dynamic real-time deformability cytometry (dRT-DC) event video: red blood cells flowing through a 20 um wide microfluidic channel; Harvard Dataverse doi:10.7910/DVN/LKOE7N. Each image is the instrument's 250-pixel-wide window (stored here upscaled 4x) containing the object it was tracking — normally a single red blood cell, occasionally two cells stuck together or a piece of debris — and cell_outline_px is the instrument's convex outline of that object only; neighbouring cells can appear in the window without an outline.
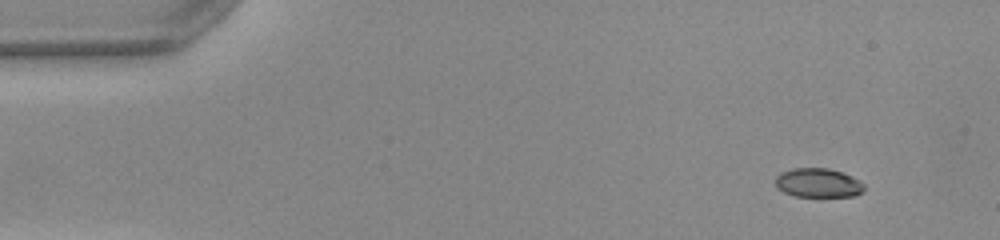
{"species": "common noctule bat (a hibernating species)", "species_latin": "Nyctalus noctula", "temperature_condition": "warm", "stored_images_in_passage": 47, "camera_frame_rate_fps": 3000, "um_per_image_px": 0.085, "animal": {"sex": "female", "body_mass_g": 22.0, "forearm_length_mm": 56.7}, "frame": {"image": 1, "passage_image": 1, "time_ms": 0.0, "image_size_px": [1000, 240], "cell_outline_px": [[864, 188], [856, 196], [796, 196], [784, 192], [776, 188], [776, 176], [780, 172], [792, 168], [828, 168], [852, 176], [860, 180], [864, 184]], "centroid_in_image_um": [69.52, 15.53], "position_along_channel_um": 15.5, "area_um2": 15.03}}
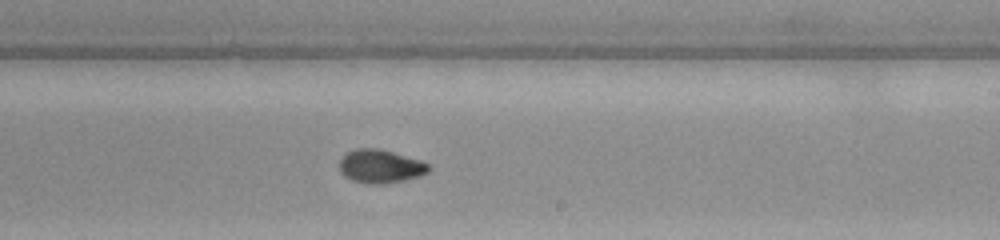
{"frame": {"image": 2, "passage_image": 27, "time_ms": 8.667, "image_size_px": [1000, 240], "cell_outline_px": [[432, 168], [428, 172], [420, 176], [404, 180], [384, 184], [364, 184], [352, 180], [344, 176], [340, 172], [340, 160], [348, 152], [356, 148], [376, 148], [392, 152], [420, 160], [428, 164]], "centroid_in_image_um": [32.34, 14.15], "position_along_channel_um": 256.7, "area_um2": 17.4}}
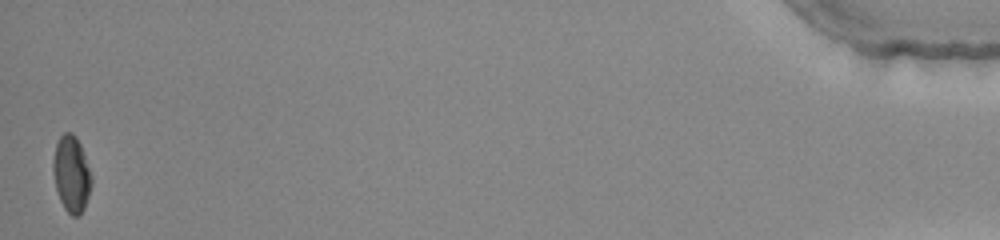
{"frame": {"image": 3, "passage_image": 47, "time_ms": 15.333, "image_size_px": [1000, 240], "cell_outline_px": [[92, 184], [84, 208], [80, 216], [72, 216], [64, 208], [60, 200], [56, 188], [52, 172], [52, 160], [56, 144], [60, 136], [64, 132], [72, 132], [76, 136], [80, 144], [92, 176]], "centroid_in_image_um": [6.06, 14.78], "position_along_channel_um": 429.1, "area_um2": 17.17}, "authors_computed_cell_mechanics": {"area_um2": 16.9354, "velocity_mm_per_s": 4.0347, "shape_relaxation_time_tau1_ms": 10.3616, "shape_relaxation_time_tau2_ms": 0.8824, "deformation_change_tau1": 0.2927, "deformation_change_tau2": 0.0445}}